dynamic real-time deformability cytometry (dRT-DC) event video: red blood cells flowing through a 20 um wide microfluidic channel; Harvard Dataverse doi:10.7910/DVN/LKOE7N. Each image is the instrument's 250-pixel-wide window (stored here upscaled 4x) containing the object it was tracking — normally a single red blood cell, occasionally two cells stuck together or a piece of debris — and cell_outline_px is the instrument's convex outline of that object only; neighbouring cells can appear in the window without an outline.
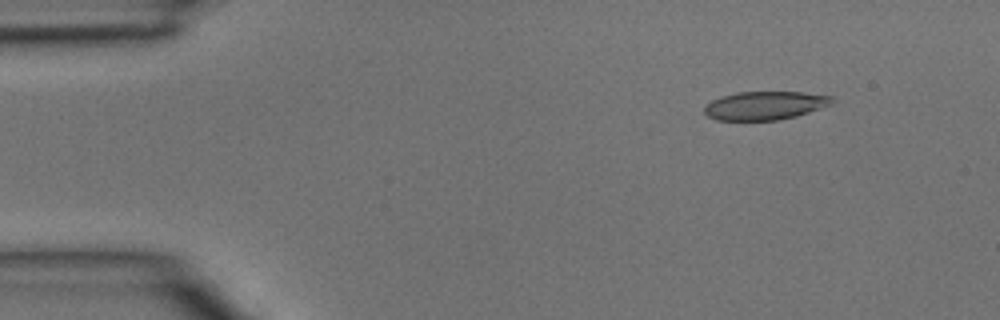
{"species": "common noctule bat (a hibernating species)", "species_latin": "Nyctalus noctula", "temperature_condition": "room temperature", "stored_images_in_passage": 4, "camera_frame_rate_fps": 3000, "um_per_image_px": 0.085, "animal": {"sex": "male", "body_mass_g": 15.6}, "frame": {"image": 1, "passage_image": 2, "time_ms": 0.333, "image_size_px": [1000, 320], "cell_outline_px": [[836, 100], [832, 104], [796, 116], [780, 120], [716, 120], [708, 116], [704, 112], [704, 104], [720, 96], [736, 92], [804, 92], [832, 96]], "centroid_in_image_um": [65.01, 8.96], "position_along_channel_um": 20.0, "area_um2": 21.33}}